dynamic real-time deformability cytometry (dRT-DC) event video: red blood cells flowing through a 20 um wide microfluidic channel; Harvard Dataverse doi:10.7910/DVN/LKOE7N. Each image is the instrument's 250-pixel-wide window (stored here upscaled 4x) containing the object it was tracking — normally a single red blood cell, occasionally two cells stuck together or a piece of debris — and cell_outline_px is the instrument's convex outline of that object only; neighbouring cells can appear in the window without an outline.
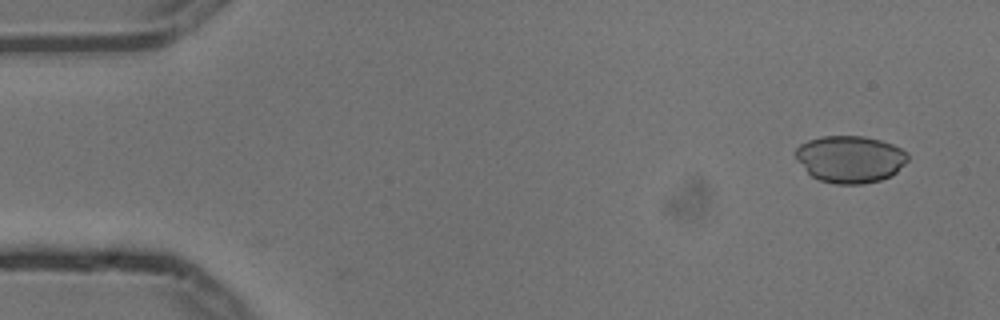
{"species": "common noctule bat (a hibernating species)", "species_latin": "Nyctalus noctula", "temperature_condition": "cold", "stored_images_in_passage": 5, "camera_frame_rate_fps": 3000, "um_per_image_px": 0.085, "animal": {"sex": "male", "body_mass_g": 13.3}, "frame": {"image": 1, "passage_image": 1, "time_ms": 0.0, "image_size_px": [1000, 320], "cell_outline_px": [[908, 160], [892, 176], [880, 180], [864, 184], [836, 184], [820, 180], [812, 176], [796, 160], [796, 148], [800, 144], [808, 140], [820, 136], [864, 136], [880, 140], [892, 144], [908, 152]], "centroid_in_image_um": [72.27, 13.52], "position_along_channel_um": 12.7, "area_um2": 30.87}}
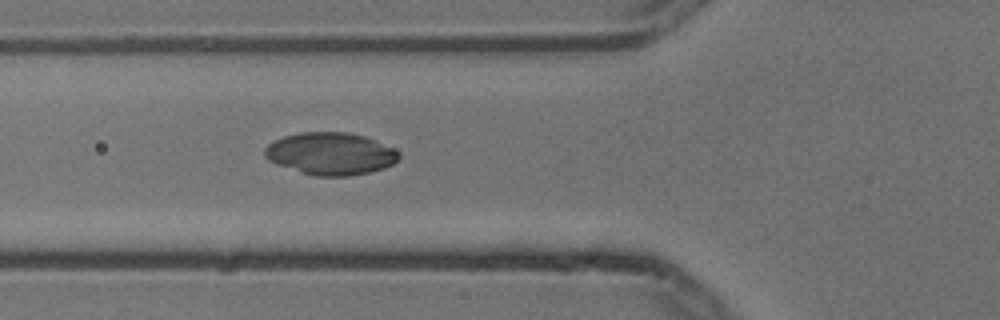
{"frame": {"image": 2, "passage_image": 5, "time_ms": 1.333, "image_size_px": [1000, 320], "cell_outline_px": [[400, 156], [392, 164], [384, 168], [368, 172], [348, 176], [316, 176], [276, 164], [268, 160], [264, 156], [264, 148], [268, 144], [284, 136], [300, 132], [348, 132], [364, 136], [376, 140], [400, 152]], "centroid_in_image_um": [28.09, 13.05], "position_along_channel_um": 97.7, "area_um2": 32.95}}